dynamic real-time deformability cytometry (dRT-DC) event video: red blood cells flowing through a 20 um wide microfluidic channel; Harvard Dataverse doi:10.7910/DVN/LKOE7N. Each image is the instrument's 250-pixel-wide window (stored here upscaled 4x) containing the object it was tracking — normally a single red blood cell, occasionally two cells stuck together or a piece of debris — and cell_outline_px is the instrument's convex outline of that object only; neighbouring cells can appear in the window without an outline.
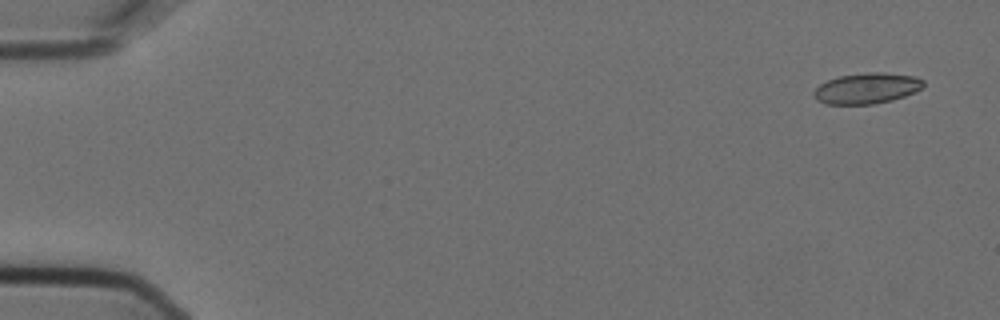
{"species": "Egyptian fruit bat (a non-hibernating species)", "species_latin": "Rousettus aegyptiacus", "temperature_condition": "cold", "stored_images_in_passage": 4, "camera_frame_rate_fps": 3000, "um_per_image_px": 0.085, "animal": {"sex": "female"}, "frame": {"image": 1, "passage_image": 1, "time_ms": 0.0, "image_size_px": [1000, 320], "cell_outline_px": [[924, 84], [920, 88], [904, 96], [892, 100], [872, 104], [824, 104], [816, 100], [812, 96], [812, 92], [820, 84], [828, 80], [840, 76], [868, 72], [884, 72], [916, 76], [924, 80]], "centroid_in_image_um": [73.64, 7.5], "position_along_channel_um": 11.4, "area_um2": 19.65}}